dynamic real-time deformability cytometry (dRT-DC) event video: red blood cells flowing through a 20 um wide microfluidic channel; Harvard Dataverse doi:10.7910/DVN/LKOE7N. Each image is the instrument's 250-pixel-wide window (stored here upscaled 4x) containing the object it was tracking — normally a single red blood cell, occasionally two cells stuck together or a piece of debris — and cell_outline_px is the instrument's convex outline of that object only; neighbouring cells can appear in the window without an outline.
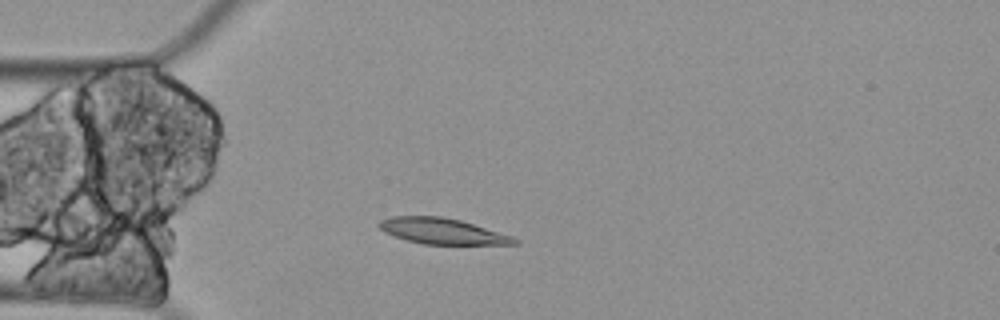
{"species": "Egyptian fruit bat (a non-hibernating species)", "species_latin": "Rousettus aegyptiacus", "temperature_condition": "cold", "stored_images_in_passage": 4, "camera_frame_rate_fps": 3000, "um_per_image_px": 0.085, "animal": {"sex": "female"}, "frame": {"image": 1, "passage_image": 3, "time_ms": 0.667, "image_size_px": [1000, 320], "cell_outline_px": [[520, 244], [424, 244], [408, 240], [384, 232], [376, 224], [380, 220], [392, 216], [440, 216], [460, 220], [512, 236], [520, 240]], "centroid_in_image_um": [37.59, 19.64], "position_along_channel_um": 47.4, "area_um2": 20.17}}